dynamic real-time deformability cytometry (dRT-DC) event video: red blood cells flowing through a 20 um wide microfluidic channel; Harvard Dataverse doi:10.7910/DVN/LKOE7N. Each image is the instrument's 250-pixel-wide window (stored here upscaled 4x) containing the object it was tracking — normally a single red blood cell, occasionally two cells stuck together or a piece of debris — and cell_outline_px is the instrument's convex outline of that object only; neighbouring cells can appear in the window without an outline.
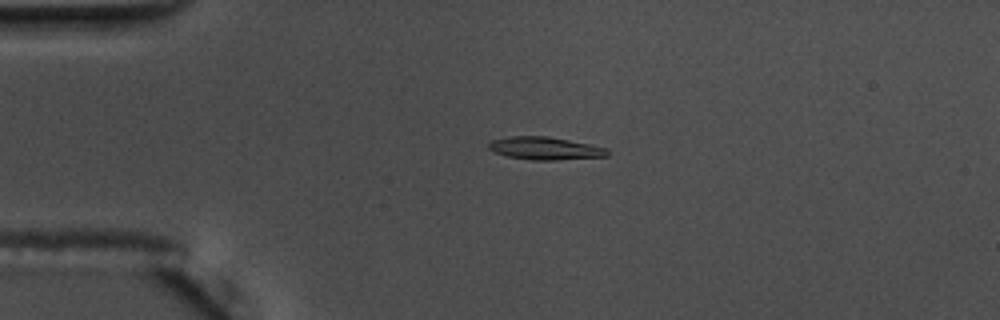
{"species": "common noctule bat (a hibernating species)", "species_latin": "Nyctalus noctula", "temperature_condition": "warm", "stored_images_in_passage": 57, "camera_frame_rate_fps": 3000, "um_per_image_px": 0.085, "animal": {"sex": "male", "body_mass_g": 17.5, "forearm_length_mm": 52.3}, "frame": {"image": 1, "passage_image": 14, "time_ms": 4.333, "image_size_px": [1000, 320], "cell_outline_px": [[612, 152], [608, 156], [556, 160], [532, 160], [508, 156], [492, 152], [488, 148], [488, 144], [492, 140], [508, 136], [548, 136], [608, 148]], "centroid_in_image_um": [46.34, 12.61], "position_along_channel_um": 38.7, "area_um2": 15.84}}
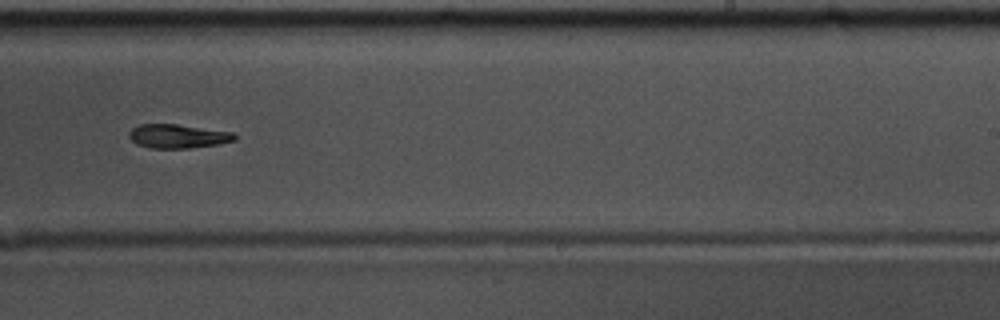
{"frame": {"image": 2, "passage_image": 36, "time_ms": 11.667, "image_size_px": [1000, 320], "cell_outline_px": [[236, 140], [220, 144], [188, 148], [152, 148], [136, 144], [128, 136], [128, 132], [132, 128], [140, 124], [176, 124], [232, 132], [236, 136]], "centroid_in_image_um": [15.1, 11.58], "position_along_channel_um": 273.9, "area_um2": 14.68}}
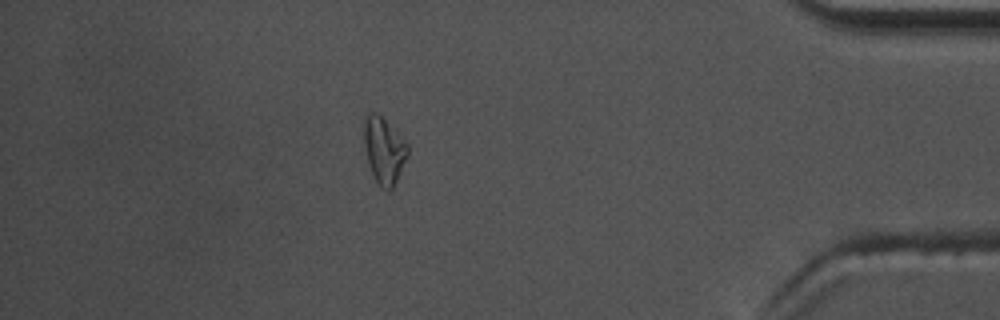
{"frame": {"image": 3, "passage_image": 50, "time_ms": 16.333, "image_size_px": [1000, 320], "cell_outline_px": [[408, 156], [392, 188], [388, 192], [380, 188], [372, 172], [368, 160], [364, 144], [364, 120], [368, 112], [376, 112], [408, 144]], "centroid_in_image_um": [32.64, 12.8], "position_along_channel_um": 402.6, "area_um2": 16.53}, "authors_computed_cell_mechanics": {"area_um2": 15.2592, "velocity_mm_per_s": 3.6487, "shape_relaxation_time_tau1_ms": 5.2829, "shape_relaxation_time_tau2_ms": null, "deformation_change_tau1": 0.1734, "deformation_change_tau2": null}}